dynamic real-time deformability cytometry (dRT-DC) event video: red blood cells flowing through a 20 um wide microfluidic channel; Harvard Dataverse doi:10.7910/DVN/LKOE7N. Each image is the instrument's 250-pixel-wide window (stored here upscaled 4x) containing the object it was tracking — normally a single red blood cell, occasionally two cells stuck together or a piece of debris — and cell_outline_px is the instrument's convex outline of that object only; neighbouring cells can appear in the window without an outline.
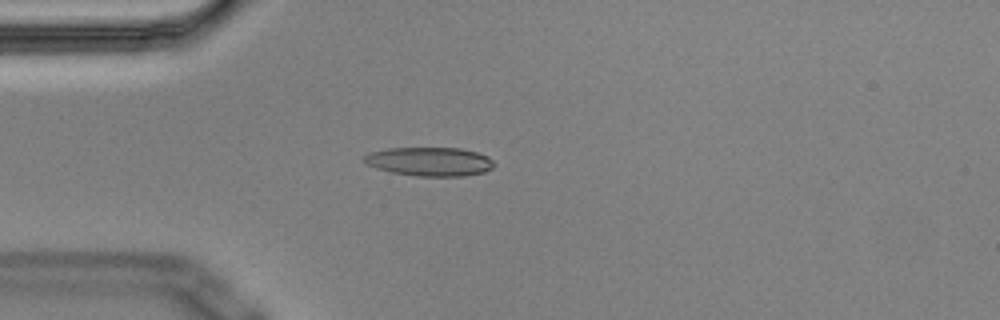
{"species": "Egyptian fruit bat (a non-hibernating species)", "species_latin": "Rousettus aegyptiacus", "temperature_condition": "cold", "stored_images_in_passage": 5, "camera_frame_rate_fps": 3000, "um_per_image_px": 0.085, "animal": {"sex": "male"}, "frame": {"image": 1, "passage_image": 4, "time_ms": 1.0, "image_size_px": [1000, 320], "cell_outline_px": [[496, 164], [492, 168], [484, 172], [464, 176], [416, 176], [392, 172], [376, 168], [368, 164], [364, 160], [364, 156], [368, 152], [388, 148], [460, 148], [476, 152], [488, 156]], "centroid_in_image_um": [36.54, 13.73], "position_along_channel_um": 48.5, "area_um2": 21.85}}